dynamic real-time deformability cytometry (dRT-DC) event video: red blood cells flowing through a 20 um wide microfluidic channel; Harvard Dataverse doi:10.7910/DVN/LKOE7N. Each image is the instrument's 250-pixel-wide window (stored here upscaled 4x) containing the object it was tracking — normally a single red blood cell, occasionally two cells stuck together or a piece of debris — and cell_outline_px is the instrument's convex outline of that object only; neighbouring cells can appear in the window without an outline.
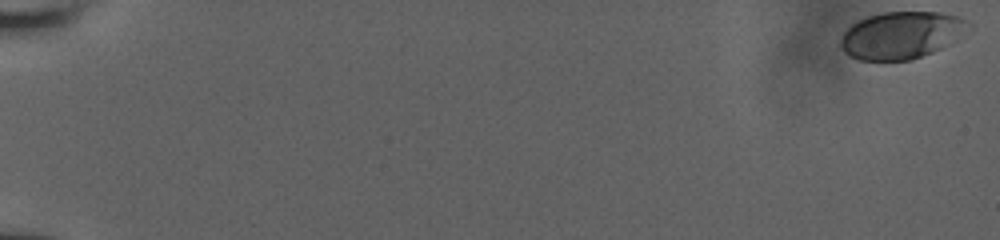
{"species": "human", "species_latin": "Homo sapiens", "temperature_condition": "room temperature", "stored_images_in_passage": 57, "camera_frame_rate_fps": 3000, "um_per_image_px": 0.085, "donor": {"sex": "male"}, "frame": {"image": 1, "passage_image": 1, "time_ms": 0.0, "image_size_px": [1000, 240], "cell_outline_px": [[964, 20], [944, 44], [940, 48], [932, 52], [912, 60], [860, 60], [844, 52], [840, 48], [840, 40], [844, 32], [852, 24], [868, 16], [884, 12], [940, 12], [956, 16]], "centroid_in_image_um": [76.37, 3.0], "position_along_channel_um": 8.6, "area_um2": 33.29}}
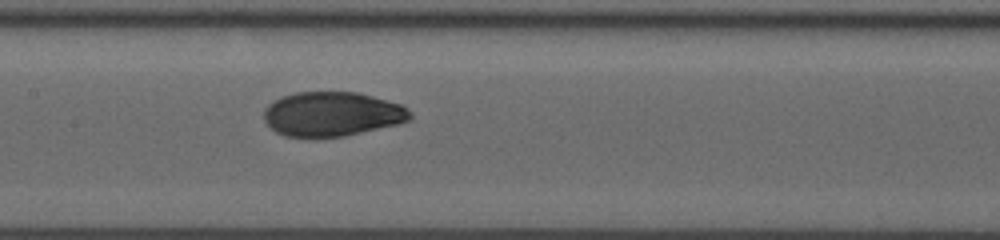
{"frame": {"image": 2, "passage_image": 31, "time_ms": 10.0, "image_size_px": [1000, 240], "cell_outline_px": [[412, 116], [408, 120], [396, 124], [344, 136], [284, 136], [276, 132], [264, 120], [264, 108], [272, 100], [280, 96], [296, 92], [356, 92], [372, 96], [400, 104], [408, 108], [412, 112]], "centroid_in_image_um": [28.2, 9.67], "position_along_channel_um": 179.2, "area_um2": 37.63}}
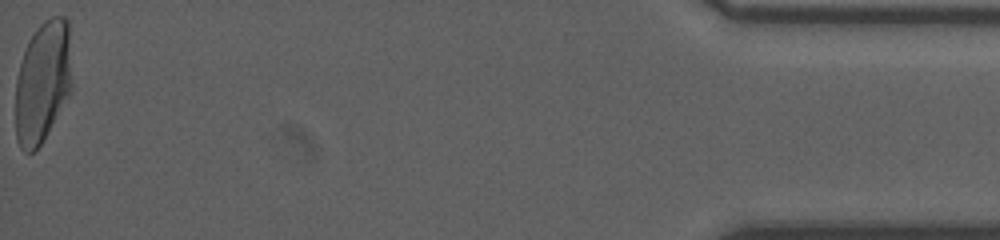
{"frame": {"image": 3, "passage_image": 57, "time_ms": 18.667, "image_size_px": [1000, 240], "cell_outline_px": [[68, 96], [40, 144], [32, 152], [24, 152], [20, 148], [16, 140], [16, 76], [28, 40], [36, 28], [44, 20], [52, 16], [64, 16], [68, 20]], "centroid_in_image_um": [3.56, 6.96], "position_along_channel_um": 431.6, "area_um2": 38.78}, "authors_computed_cell_mechanics": {"area_um2": 37.8012, "velocity_mm_per_s": 3.913, "shape_relaxation_time_tau1_ms": 5.2638, "shape_relaxation_time_tau2_ms": null, "deformation_change_tau1": 0.1912, "deformation_change_tau2": null}}